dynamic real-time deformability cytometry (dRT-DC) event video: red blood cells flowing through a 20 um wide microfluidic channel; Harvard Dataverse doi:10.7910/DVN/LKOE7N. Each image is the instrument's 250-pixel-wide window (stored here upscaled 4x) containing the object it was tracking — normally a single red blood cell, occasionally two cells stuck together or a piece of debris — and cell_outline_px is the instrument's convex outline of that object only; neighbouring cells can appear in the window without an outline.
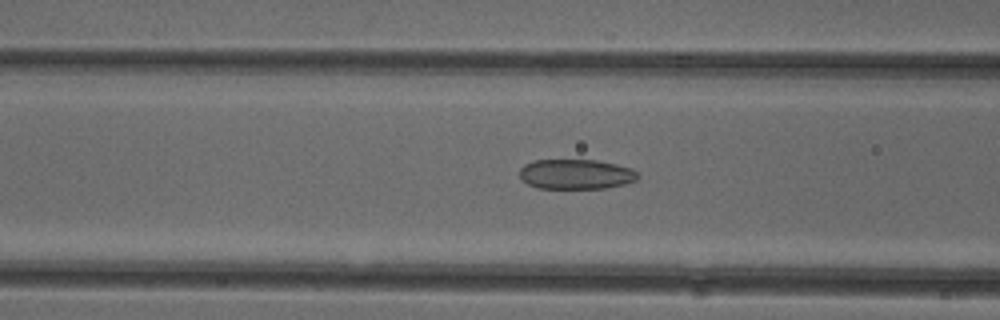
{"species": "common noctule bat (a hibernating species)", "species_latin": "Nyctalus noctula", "temperature_condition": "cold", "stored_images_in_passage": 52, "camera_frame_rate_fps": 3000, "um_per_image_px": 0.085, "animal": {"sex": "female"}, "frame": {"image": 1, "passage_image": 20, "time_ms": 6.333, "image_size_px": [1000, 320], "cell_outline_px": [[640, 176], [636, 180], [624, 184], [604, 188], [536, 188], [520, 180], [520, 168], [524, 164], [532, 160], [596, 160], [616, 164], [632, 168]], "centroid_in_image_um": [48.93, 14.8], "position_along_channel_um": 117.7, "area_um2": 20.75}}
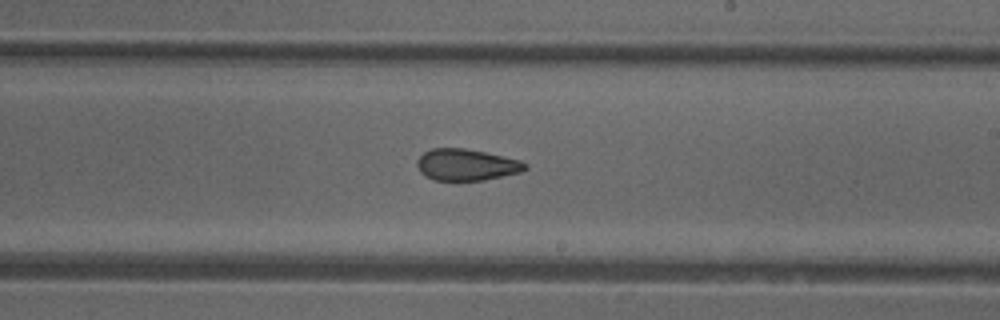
{"frame": {"image": 2, "passage_image": 30, "time_ms": 9.667, "image_size_px": [1000, 320], "cell_outline_px": [[528, 168], [520, 172], [484, 180], [432, 180], [420, 172], [416, 164], [416, 160], [424, 152], [432, 148], [464, 148], [484, 152], [520, 160], [528, 164]], "centroid_in_image_um": [39.63, 14.0], "position_along_channel_um": 249.4, "area_um2": 19.83}}
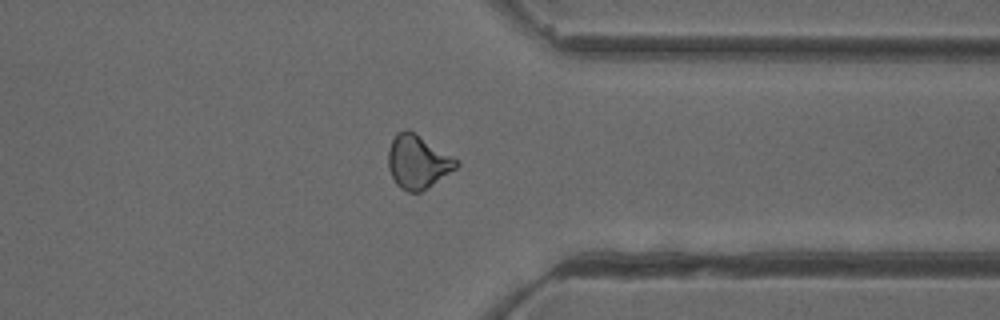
{"frame": {"image": 3, "passage_image": 40, "time_ms": 13.0, "image_size_px": [1000, 320], "cell_outline_px": [[460, 164], [456, 168], [420, 192], [408, 192], [400, 188], [396, 184], [388, 168], [388, 152], [392, 140], [396, 132], [404, 128], [408, 128], [452, 156]], "centroid_in_image_um": [35.47, 13.73], "position_along_channel_um": 375.9, "area_um2": 21.04}, "authors_computed_cell_mechanics": {"area_um2": 21.2415, "velocity_mm_per_s": 3.9408, "shape_relaxation_time_tau1_ms": null, "shape_relaxation_time_tau2_ms": 2.3801, "deformation_change_tau1": null, "deformation_change_tau2": 0.0939}}